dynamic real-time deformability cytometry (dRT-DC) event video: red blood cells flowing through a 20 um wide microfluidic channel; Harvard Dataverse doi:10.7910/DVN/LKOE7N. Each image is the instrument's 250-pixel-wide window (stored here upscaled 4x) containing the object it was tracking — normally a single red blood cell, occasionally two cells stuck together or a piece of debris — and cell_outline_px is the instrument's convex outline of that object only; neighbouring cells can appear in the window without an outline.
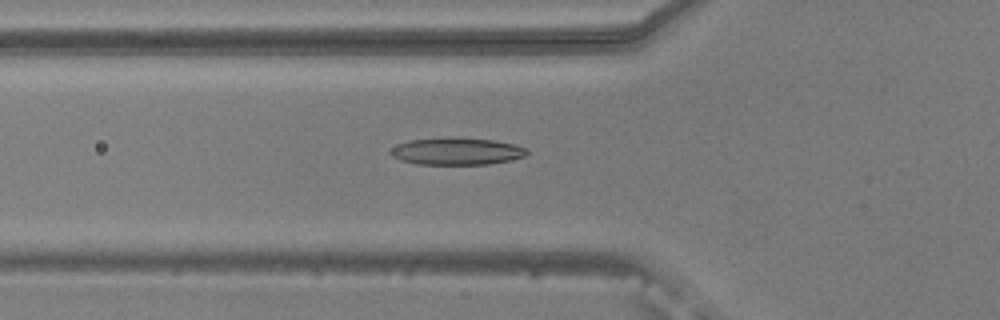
{"species": "common noctule bat (a hibernating species)", "species_latin": "Nyctalus noctula", "temperature_condition": "warm", "stored_images_in_passage": 9, "camera_frame_rate_fps": 3000, "um_per_image_px": 0.085, "animal": {"sex": "male", "body_mass_g": 20.5, "forearm_length_mm": 52.5}, "frame": {"image": 1, "passage_image": 5, "time_ms": 1.333, "image_size_px": [1000, 320], "cell_outline_px": [[528, 152], [524, 156], [512, 160], [488, 164], [416, 164], [400, 160], [392, 156], [388, 152], [392, 148], [400, 144], [412, 140], [492, 140], [516, 144], [528, 148]], "centroid_in_image_um": [38.87, 12.91], "position_along_channel_um": 86.9, "area_um2": 20.58}}
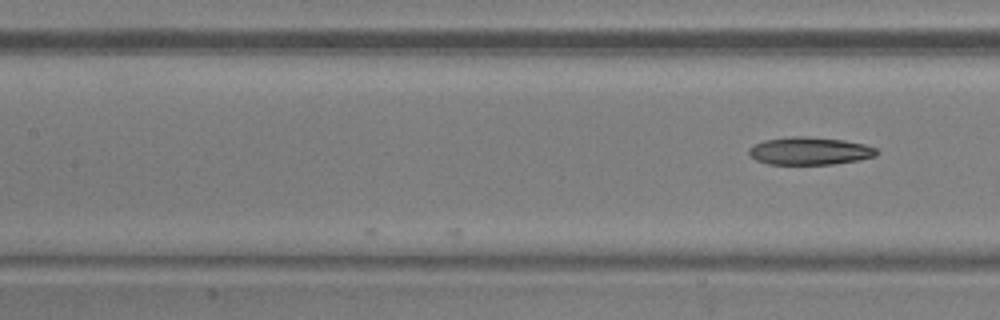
{"frame": {"image": 2, "passage_image": 9, "time_ms": 2.667, "image_size_px": [1000, 320], "cell_outline_px": [[880, 152], [876, 156], [860, 160], [832, 164], [768, 164], [756, 160], [748, 152], [748, 148], [764, 140], [792, 136], [804, 136], [844, 140], [864, 144], [876, 148]], "centroid_in_image_um": [68.85, 12.83], "position_along_channel_um": 138.5, "area_um2": 20.63}}